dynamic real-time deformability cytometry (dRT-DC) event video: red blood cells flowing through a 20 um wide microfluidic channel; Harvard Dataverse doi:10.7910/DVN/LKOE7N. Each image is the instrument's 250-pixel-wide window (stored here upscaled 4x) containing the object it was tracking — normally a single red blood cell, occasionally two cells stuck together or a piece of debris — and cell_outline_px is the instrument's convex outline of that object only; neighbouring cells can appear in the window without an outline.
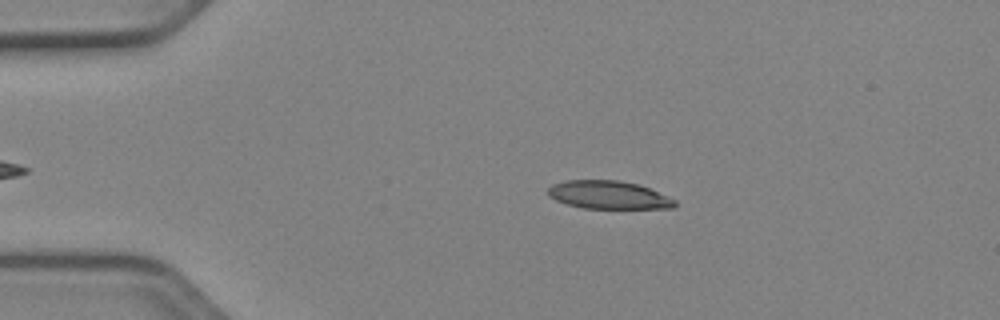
{"species": "Egyptian fruit bat (a non-hibernating species)", "species_latin": "Rousettus aegyptiacus", "temperature_condition": "cold", "stored_images_in_passage": 44, "camera_frame_rate_fps": 3000, "um_per_image_px": 0.085, "animal": {"sex": "female"}, "frame": {"image": 1, "passage_image": 10, "time_ms": 3.0, "image_size_px": [1000, 320], "cell_outline_px": [[676, 204], [672, 208], [584, 208], [568, 204], [556, 200], [548, 196], [548, 188], [552, 184], [564, 180], [620, 180], [640, 184], [676, 200]], "centroid_in_image_um": [51.71, 16.55], "position_along_channel_um": 33.3, "area_um2": 20.75}}
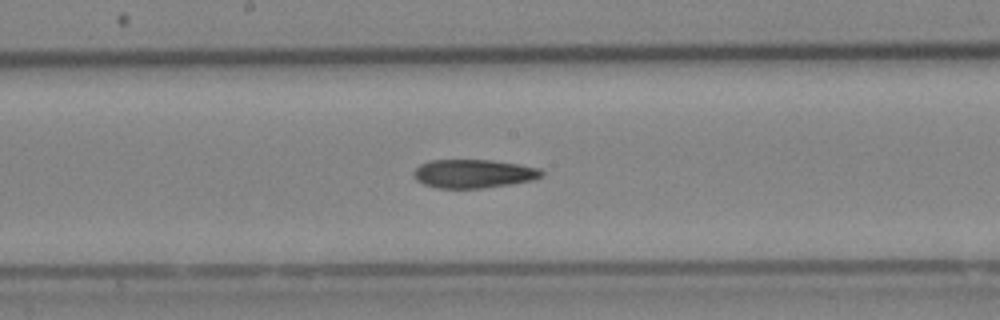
{"frame": {"image": 2, "passage_image": 27, "time_ms": 8.667, "image_size_px": [1000, 320], "cell_outline_px": [[544, 176], [532, 180], [508, 184], [480, 188], [436, 188], [424, 184], [416, 180], [412, 172], [420, 164], [428, 160], [492, 160], [520, 164], [540, 168], [544, 172]], "centroid_in_image_um": [40.24, 14.75], "position_along_channel_um": 208.0, "area_um2": 21.39}}
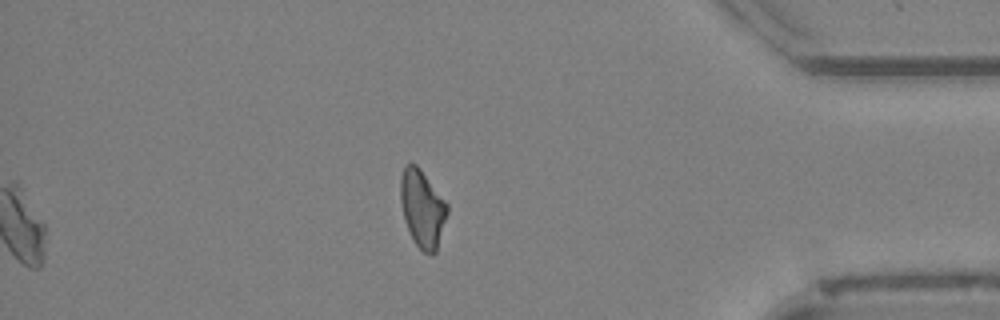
{"frame": {"image": 3, "passage_image": 44, "time_ms": 14.333, "image_size_px": [1000, 320], "cell_outline_px": [[448, 212], [436, 252], [432, 256], [424, 252], [412, 240], [404, 220], [400, 200], [400, 176], [404, 164], [416, 164], [420, 168], [448, 204]], "centroid_in_image_um": [35.89, 17.72], "position_along_channel_um": 399.3, "area_um2": 21.27}, "authors_computed_cell_mechanics": {"area_um2": 21.3571, "velocity_mm_per_s": 3.9474, "shape_relaxation_time_tau1_ms": 7.5108, "shape_relaxation_time_tau2_ms": null, "deformation_change_tau1": 0.1829, "deformation_change_tau2": null}}